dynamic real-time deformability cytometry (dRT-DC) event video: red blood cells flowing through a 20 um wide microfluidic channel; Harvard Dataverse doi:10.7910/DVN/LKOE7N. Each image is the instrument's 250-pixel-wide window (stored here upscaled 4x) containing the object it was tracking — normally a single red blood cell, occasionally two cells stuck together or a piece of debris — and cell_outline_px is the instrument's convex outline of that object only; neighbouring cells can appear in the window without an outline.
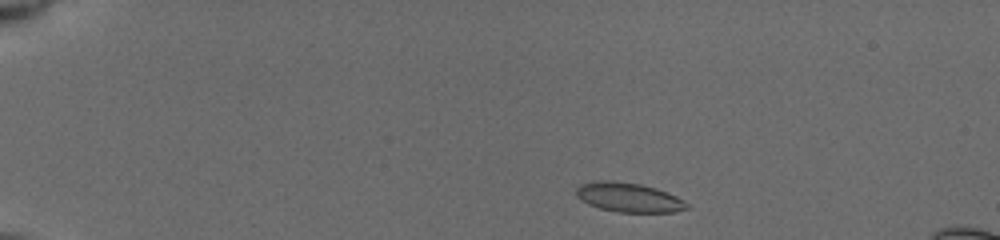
{"species": "common noctule bat (a hibernating species)", "species_latin": "Nyctalus noctula", "temperature_condition": "cold", "stored_images_in_passage": 24, "camera_frame_rate_fps": 3000, "um_per_image_px": 0.085, "animal": {"sex": "female", "body_mass_g": 19.5, "forearm_length_mm": 54.1}, "frame": {"image": 1, "passage_image": 2, "time_ms": 0.333, "image_size_px": [1000, 240], "cell_outline_px": [[692, 208], [676, 212], [620, 212], [600, 208], [588, 204], [576, 196], [576, 188], [580, 184], [596, 180], [612, 180], [640, 184], [656, 188], [668, 192], [684, 200]], "centroid_in_image_um": [53.47, 16.77], "position_along_channel_um": 31.5, "area_um2": 19.13}}
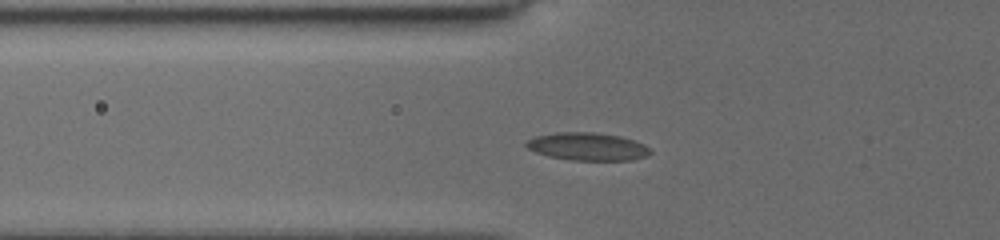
{"frame": {"image": 2, "passage_image": 17, "time_ms": 3.667, "image_size_px": [1000, 240], "cell_outline_px": [[652, 152], [648, 156], [632, 160], [568, 160], [548, 156], [536, 152], [528, 148], [524, 144], [528, 140], [536, 136], [560, 132], [596, 132], [620, 136], [644, 144]], "centroid_in_image_um": [49.95, 12.46], "position_along_channel_um": 75.8, "area_um2": 20.06}}
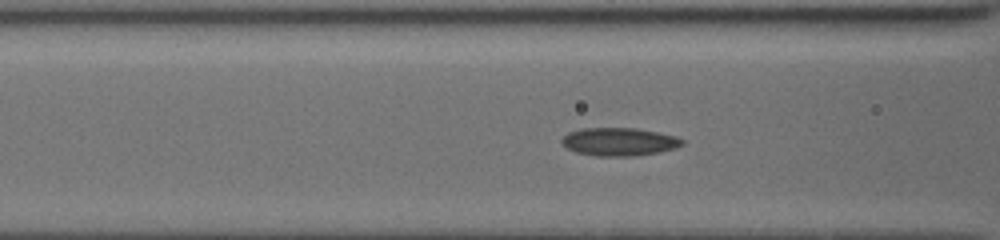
{"frame": {"image": 3, "passage_image": 21, "time_ms": 4.667, "image_size_px": [1000, 240], "cell_outline_px": [[684, 144], [676, 148], [660, 152], [632, 156], [596, 156], [576, 152], [560, 144], [560, 140], [568, 132], [584, 128], [636, 128], [676, 136], [684, 140]], "centroid_in_image_um": [52.62, 12.05], "position_along_channel_um": 114.0, "area_um2": 19.77}}